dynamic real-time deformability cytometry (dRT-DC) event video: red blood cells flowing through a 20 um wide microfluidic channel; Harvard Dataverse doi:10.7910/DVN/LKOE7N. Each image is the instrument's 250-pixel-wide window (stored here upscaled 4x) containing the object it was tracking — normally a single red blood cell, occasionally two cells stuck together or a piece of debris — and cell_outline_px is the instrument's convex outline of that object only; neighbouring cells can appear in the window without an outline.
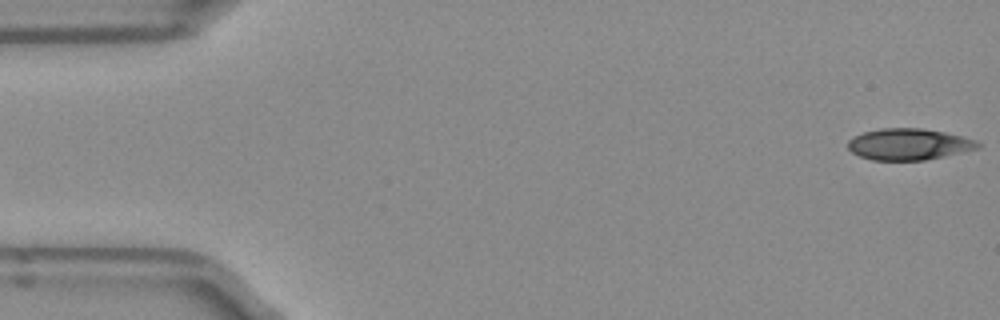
{"species": "Egyptian fruit bat (a non-hibernating species)", "species_latin": "Rousettus aegyptiacus", "temperature_condition": "room temperature", "stored_images_in_passage": 50, "camera_frame_rate_fps": 3000, "um_per_image_px": 0.085, "frame": {"image": 1, "passage_image": 1, "time_ms": 0.0, "image_size_px": [1000, 320], "cell_outline_px": [[980, 148], [944, 156], [924, 160], [872, 160], [860, 156], [852, 152], [848, 148], [848, 140], [864, 132], [880, 128], [920, 128], [944, 132], [976, 140], [980, 144]], "centroid_in_image_um": [77.24, 12.26], "position_along_channel_um": 7.8, "area_um2": 23.58}}
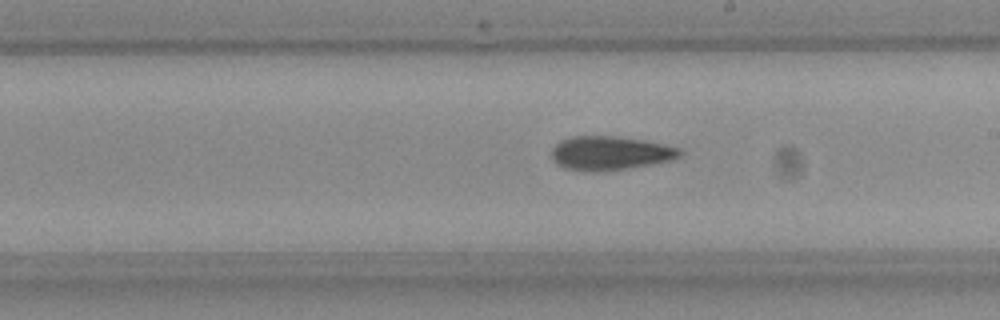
{"frame": {"image": 2, "passage_image": 28, "time_ms": 9.0, "image_size_px": [1000, 320], "cell_outline_px": [[684, 152], [680, 156], [672, 160], [652, 164], [628, 168], [596, 172], [592, 172], [564, 168], [556, 164], [552, 160], [552, 148], [560, 140], [572, 136], [616, 136], [640, 140], [680, 148]], "centroid_in_image_um": [51.83, 13.02], "position_along_channel_um": 237.2, "area_um2": 25.32}}
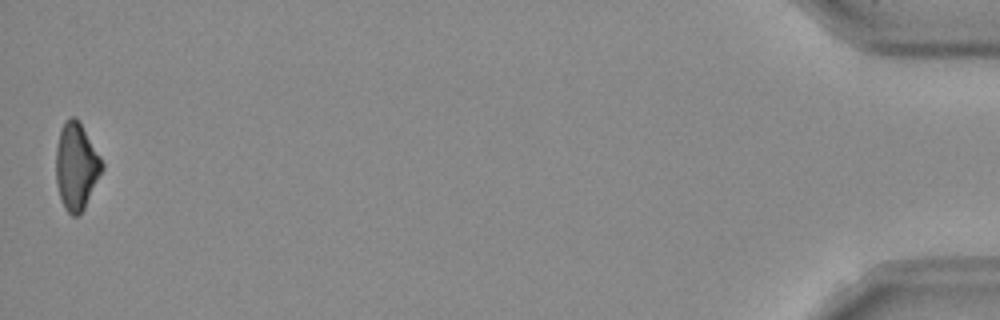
{"frame": {"image": 3, "passage_image": 50, "time_ms": 16.333, "image_size_px": [1000, 320], "cell_outline_px": [[104, 168], [84, 208], [76, 216], [72, 216], [64, 208], [60, 200], [56, 184], [56, 148], [60, 128], [64, 120], [72, 116], [76, 116], [80, 120], [100, 156], [104, 164]], "centroid_in_image_um": [6.48, 14.1], "position_along_channel_um": 428.7, "area_um2": 23.64}, "authors_computed_cell_mechanics": {"area_um2": 24.854, "velocity_mm_per_s": 3.9696, "shape_relaxation_time_tau1_ms": 6.9891, "shape_relaxation_time_tau2_ms": 8.3669, "deformation_change_tau1": 0.1807, "deformation_change_tau2": 0.1913}}